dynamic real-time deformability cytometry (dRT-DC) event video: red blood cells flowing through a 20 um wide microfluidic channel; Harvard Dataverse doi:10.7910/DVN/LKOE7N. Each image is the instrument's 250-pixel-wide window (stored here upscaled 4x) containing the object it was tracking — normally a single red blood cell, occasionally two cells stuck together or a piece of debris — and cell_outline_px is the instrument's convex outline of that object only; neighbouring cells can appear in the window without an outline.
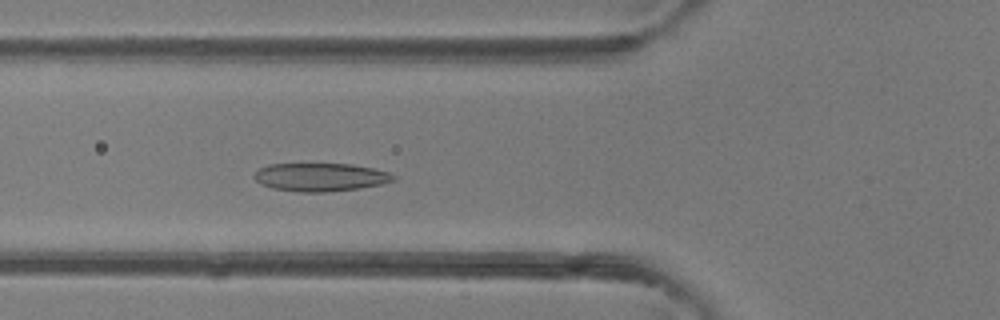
{"species": "common noctule bat (a hibernating species)", "species_latin": "Nyctalus noctula", "temperature_condition": "room temperature", "stored_images_in_passage": 46, "camera_frame_rate_fps": 3000, "um_per_image_px": 0.085, "animal": {"sex": "female"}, "frame": {"image": 1, "passage_image": 16, "time_ms": 5.0, "image_size_px": [1000, 320], "cell_outline_px": [[396, 180], [380, 184], [360, 188], [328, 192], [300, 192], [272, 188], [260, 184], [252, 176], [260, 168], [268, 164], [352, 164], [392, 172], [396, 176]], "centroid_in_image_um": [27.26, 15.06], "position_along_channel_um": 98.5, "area_um2": 23.0}}
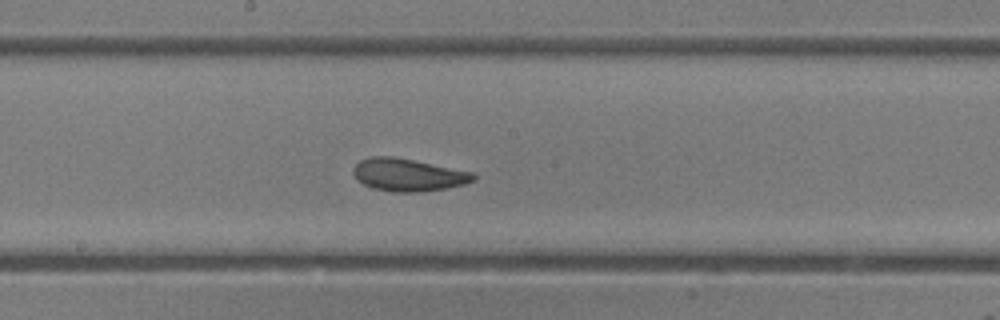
{"frame": {"image": 2, "passage_image": 24, "time_ms": 7.667, "image_size_px": [1000, 320], "cell_outline_px": [[476, 180], [464, 184], [448, 188], [424, 192], [392, 192], [372, 188], [356, 180], [352, 172], [352, 168], [360, 160], [372, 156], [392, 156], [476, 172]], "centroid_in_image_um": [34.71, 14.87], "position_along_channel_um": 213.5, "area_um2": 23.18}}
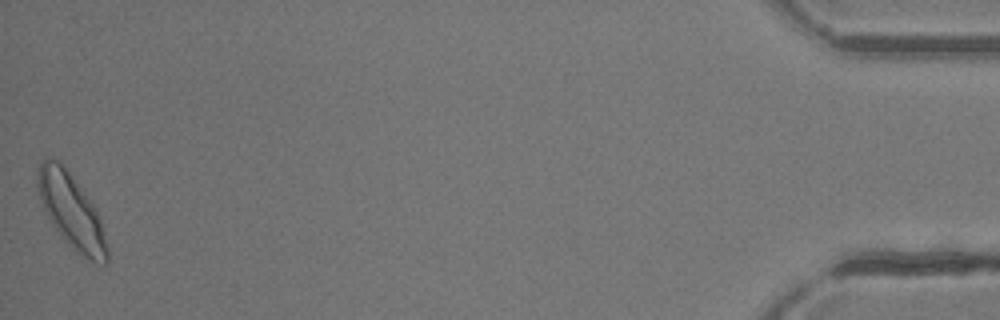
{"frame": {"image": 3, "passage_image": 46, "time_ms": 15.0, "image_size_px": [1000, 320], "cell_outline_px": [[108, 264], [96, 264], [76, 252], [64, 240], [48, 216], [44, 208], [36, 184], [36, 180], [40, 160], [60, 160], [96, 208], [100, 220], [108, 248]], "centroid_in_image_um": [6.08, 17.97], "position_along_channel_um": 429.1, "area_um2": 29.71}, "authors_computed_cell_mechanics": {"area_um2": 24.0737, "velocity_mm_per_s": 4.2982, "shape_relaxation_time_tau1_ms": 3.6636, "shape_relaxation_time_tau2_ms": 3.0838, "deformation_change_tau1": 0.1222, "deformation_change_tau2": 0.0869}}